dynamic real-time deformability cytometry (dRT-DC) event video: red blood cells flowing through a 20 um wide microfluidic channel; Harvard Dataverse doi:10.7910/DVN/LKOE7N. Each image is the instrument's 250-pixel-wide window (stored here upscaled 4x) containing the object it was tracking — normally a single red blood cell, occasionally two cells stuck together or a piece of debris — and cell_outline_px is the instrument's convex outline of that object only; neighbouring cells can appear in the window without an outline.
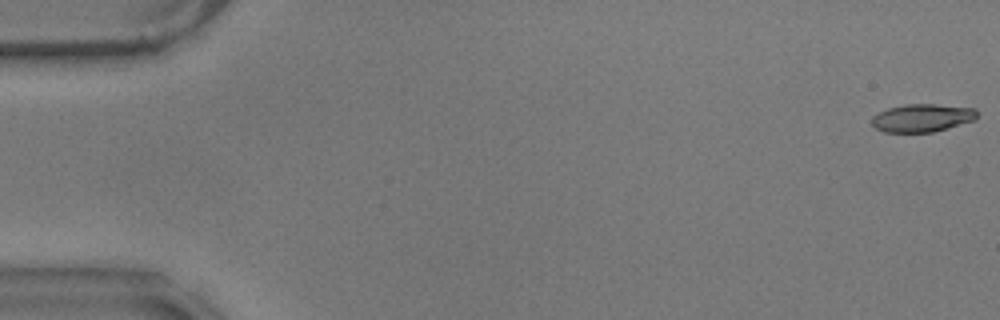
{"species": "common noctule bat (a hibernating species)", "species_latin": "Nyctalus noctula", "temperature_condition": "warm", "stored_images_in_passage": 26, "camera_frame_rate_fps": 3000, "um_per_image_px": 0.085, "animal": {"sex": "male", "body_mass_g": 17.9}, "frame": {"image": 1, "passage_image": 1, "time_ms": 0.0, "image_size_px": [1000, 320], "cell_outline_px": [[976, 120], [932, 132], [884, 132], [876, 128], [872, 124], [872, 116], [888, 108], [904, 104], [936, 104], [976, 108]], "centroid_in_image_um": [78.39, 10.01], "position_along_channel_um": 6.6, "area_um2": 17.11}}
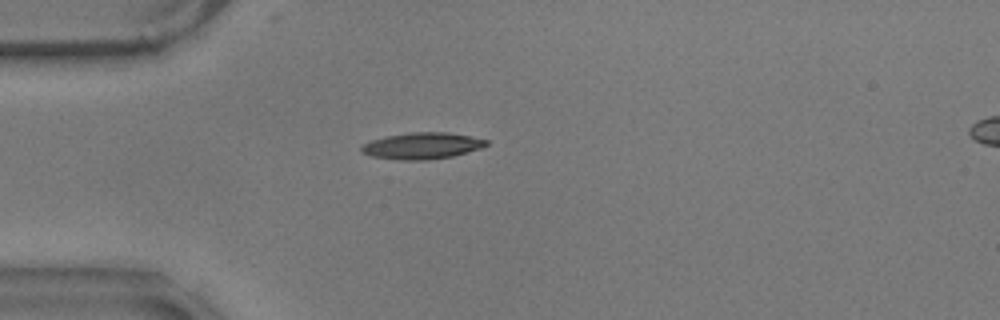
{"frame": {"image": 2, "passage_image": 16, "time_ms": 5.0, "image_size_px": [1000, 320], "cell_outline_px": [[488, 144], [480, 148], [452, 156], [428, 160], [400, 160], [372, 156], [360, 152], [360, 148], [364, 144], [372, 140], [388, 136], [412, 132], [448, 132], [472, 136], [488, 140]], "centroid_in_image_um": [35.89, 12.39], "position_along_channel_um": 49.1, "area_um2": 19.13}}